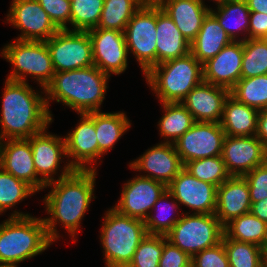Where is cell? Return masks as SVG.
I'll list each match as a JSON object with an SVG mask.
<instances>
[{
	"instance_id": "6da1fadb",
	"label": "cell",
	"mask_w": 267,
	"mask_h": 267,
	"mask_svg": "<svg viewBox=\"0 0 267 267\" xmlns=\"http://www.w3.org/2000/svg\"><path fill=\"white\" fill-rule=\"evenodd\" d=\"M97 170H74L66 177L45 185L51 188L44 196L45 212L49 214L43 221L47 235L52 242L60 238L58 224L66 230L75 243L81 231V221L89 211L94 196ZM57 225V226H56Z\"/></svg>"
},
{
	"instance_id": "7a4b0ae2",
	"label": "cell",
	"mask_w": 267,
	"mask_h": 267,
	"mask_svg": "<svg viewBox=\"0 0 267 267\" xmlns=\"http://www.w3.org/2000/svg\"><path fill=\"white\" fill-rule=\"evenodd\" d=\"M0 113V141L28 139L49 128L53 122L45 89L34 90L29 83L5 79Z\"/></svg>"
},
{
	"instance_id": "3957f363",
	"label": "cell",
	"mask_w": 267,
	"mask_h": 267,
	"mask_svg": "<svg viewBox=\"0 0 267 267\" xmlns=\"http://www.w3.org/2000/svg\"><path fill=\"white\" fill-rule=\"evenodd\" d=\"M110 76L96 66L55 72L45 87V98L51 117L50 101L62 103L77 114L101 111Z\"/></svg>"
},
{
	"instance_id": "277c9868",
	"label": "cell",
	"mask_w": 267,
	"mask_h": 267,
	"mask_svg": "<svg viewBox=\"0 0 267 267\" xmlns=\"http://www.w3.org/2000/svg\"><path fill=\"white\" fill-rule=\"evenodd\" d=\"M42 218L14 210L0 223V265L18 267L51 245Z\"/></svg>"
},
{
	"instance_id": "5b68a950",
	"label": "cell",
	"mask_w": 267,
	"mask_h": 267,
	"mask_svg": "<svg viewBox=\"0 0 267 267\" xmlns=\"http://www.w3.org/2000/svg\"><path fill=\"white\" fill-rule=\"evenodd\" d=\"M143 76L160 103H181L203 81V69L189 52L153 66Z\"/></svg>"
},
{
	"instance_id": "8992f818",
	"label": "cell",
	"mask_w": 267,
	"mask_h": 267,
	"mask_svg": "<svg viewBox=\"0 0 267 267\" xmlns=\"http://www.w3.org/2000/svg\"><path fill=\"white\" fill-rule=\"evenodd\" d=\"M101 225L99 238L105 267H127L147 234L145 222L110 208L104 213Z\"/></svg>"
},
{
	"instance_id": "52a82bcc",
	"label": "cell",
	"mask_w": 267,
	"mask_h": 267,
	"mask_svg": "<svg viewBox=\"0 0 267 267\" xmlns=\"http://www.w3.org/2000/svg\"><path fill=\"white\" fill-rule=\"evenodd\" d=\"M0 51L1 57L13 68L6 79L28 83L27 77H31L44 89L52 81L55 70L46 41L15 39Z\"/></svg>"
},
{
	"instance_id": "ba28073f",
	"label": "cell",
	"mask_w": 267,
	"mask_h": 267,
	"mask_svg": "<svg viewBox=\"0 0 267 267\" xmlns=\"http://www.w3.org/2000/svg\"><path fill=\"white\" fill-rule=\"evenodd\" d=\"M223 234V225L215 214L185 212L165 236L167 241L192 258L220 243Z\"/></svg>"
},
{
	"instance_id": "9c48e42d",
	"label": "cell",
	"mask_w": 267,
	"mask_h": 267,
	"mask_svg": "<svg viewBox=\"0 0 267 267\" xmlns=\"http://www.w3.org/2000/svg\"><path fill=\"white\" fill-rule=\"evenodd\" d=\"M128 53L146 74L156 65V1L141 6L124 30Z\"/></svg>"
},
{
	"instance_id": "30bf717a",
	"label": "cell",
	"mask_w": 267,
	"mask_h": 267,
	"mask_svg": "<svg viewBox=\"0 0 267 267\" xmlns=\"http://www.w3.org/2000/svg\"><path fill=\"white\" fill-rule=\"evenodd\" d=\"M46 44L55 72L93 66L92 42L88 32L60 29Z\"/></svg>"
},
{
	"instance_id": "8fae6325",
	"label": "cell",
	"mask_w": 267,
	"mask_h": 267,
	"mask_svg": "<svg viewBox=\"0 0 267 267\" xmlns=\"http://www.w3.org/2000/svg\"><path fill=\"white\" fill-rule=\"evenodd\" d=\"M47 130L48 128H45L27 139L31 145L36 174L45 185L66 177L74 171L67 160L64 135L61 137ZM65 158L66 163L63 161ZM62 162L64 167L61 168Z\"/></svg>"
},
{
	"instance_id": "7c38bea8",
	"label": "cell",
	"mask_w": 267,
	"mask_h": 267,
	"mask_svg": "<svg viewBox=\"0 0 267 267\" xmlns=\"http://www.w3.org/2000/svg\"><path fill=\"white\" fill-rule=\"evenodd\" d=\"M6 23L19 30L16 40L47 41L60 29L37 0H12Z\"/></svg>"
},
{
	"instance_id": "4fadbf2b",
	"label": "cell",
	"mask_w": 267,
	"mask_h": 267,
	"mask_svg": "<svg viewBox=\"0 0 267 267\" xmlns=\"http://www.w3.org/2000/svg\"><path fill=\"white\" fill-rule=\"evenodd\" d=\"M226 134L220 123L195 122L175 143V149L185 165L189 161L222 156Z\"/></svg>"
},
{
	"instance_id": "5bb4252c",
	"label": "cell",
	"mask_w": 267,
	"mask_h": 267,
	"mask_svg": "<svg viewBox=\"0 0 267 267\" xmlns=\"http://www.w3.org/2000/svg\"><path fill=\"white\" fill-rule=\"evenodd\" d=\"M166 189L160 181L136 175L123 184L120 198L112 208L122 215L145 221Z\"/></svg>"
},
{
	"instance_id": "9a60e30c",
	"label": "cell",
	"mask_w": 267,
	"mask_h": 267,
	"mask_svg": "<svg viewBox=\"0 0 267 267\" xmlns=\"http://www.w3.org/2000/svg\"><path fill=\"white\" fill-rule=\"evenodd\" d=\"M87 32L92 42L94 66L110 77L124 73L129 56L124 32L97 27Z\"/></svg>"
},
{
	"instance_id": "2e32d148",
	"label": "cell",
	"mask_w": 267,
	"mask_h": 267,
	"mask_svg": "<svg viewBox=\"0 0 267 267\" xmlns=\"http://www.w3.org/2000/svg\"><path fill=\"white\" fill-rule=\"evenodd\" d=\"M78 115L79 123L64 136L67 160L74 170H97L99 160L94 112Z\"/></svg>"
},
{
	"instance_id": "e0dca14e",
	"label": "cell",
	"mask_w": 267,
	"mask_h": 267,
	"mask_svg": "<svg viewBox=\"0 0 267 267\" xmlns=\"http://www.w3.org/2000/svg\"><path fill=\"white\" fill-rule=\"evenodd\" d=\"M167 190L179 205L192 209V211L186 213H215L217 187L211 183L198 180L185 168L167 185Z\"/></svg>"
},
{
	"instance_id": "ac0fdd59",
	"label": "cell",
	"mask_w": 267,
	"mask_h": 267,
	"mask_svg": "<svg viewBox=\"0 0 267 267\" xmlns=\"http://www.w3.org/2000/svg\"><path fill=\"white\" fill-rule=\"evenodd\" d=\"M129 168L143 172V177L160 181L166 186L184 168L180 156L172 143H157L148 148L140 157L129 162ZM146 173V174H144Z\"/></svg>"
},
{
	"instance_id": "d6986e66",
	"label": "cell",
	"mask_w": 267,
	"mask_h": 267,
	"mask_svg": "<svg viewBox=\"0 0 267 267\" xmlns=\"http://www.w3.org/2000/svg\"><path fill=\"white\" fill-rule=\"evenodd\" d=\"M222 158L231 176H244L267 162V147L256 136H227Z\"/></svg>"
},
{
	"instance_id": "ffe728a7",
	"label": "cell",
	"mask_w": 267,
	"mask_h": 267,
	"mask_svg": "<svg viewBox=\"0 0 267 267\" xmlns=\"http://www.w3.org/2000/svg\"><path fill=\"white\" fill-rule=\"evenodd\" d=\"M0 167L28 183L37 193L44 191L45 184L36 174L31 145L27 139L0 141Z\"/></svg>"
},
{
	"instance_id": "44dd1931",
	"label": "cell",
	"mask_w": 267,
	"mask_h": 267,
	"mask_svg": "<svg viewBox=\"0 0 267 267\" xmlns=\"http://www.w3.org/2000/svg\"><path fill=\"white\" fill-rule=\"evenodd\" d=\"M243 41H232L202 64L203 81L229 91L241 78Z\"/></svg>"
},
{
	"instance_id": "7402d4cb",
	"label": "cell",
	"mask_w": 267,
	"mask_h": 267,
	"mask_svg": "<svg viewBox=\"0 0 267 267\" xmlns=\"http://www.w3.org/2000/svg\"><path fill=\"white\" fill-rule=\"evenodd\" d=\"M230 91L202 81L181 102L197 122L220 123L223 107Z\"/></svg>"
},
{
	"instance_id": "603a6c76",
	"label": "cell",
	"mask_w": 267,
	"mask_h": 267,
	"mask_svg": "<svg viewBox=\"0 0 267 267\" xmlns=\"http://www.w3.org/2000/svg\"><path fill=\"white\" fill-rule=\"evenodd\" d=\"M251 201L244 176H230L217 187L215 215L224 226L230 220L249 213Z\"/></svg>"
},
{
	"instance_id": "cb8c5ba5",
	"label": "cell",
	"mask_w": 267,
	"mask_h": 267,
	"mask_svg": "<svg viewBox=\"0 0 267 267\" xmlns=\"http://www.w3.org/2000/svg\"><path fill=\"white\" fill-rule=\"evenodd\" d=\"M173 20L183 37L191 43L201 29L211 7L201 0H155Z\"/></svg>"
},
{
	"instance_id": "d4e9b609",
	"label": "cell",
	"mask_w": 267,
	"mask_h": 267,
	"mask_svg": "<svg viewBox=\"0 0 267 267\" xmlns=\"http://www.w3.org/2000/svg\"><path fill=\"white\" fill-rule=\"evenodd\" d=\"M190 52V43L183 37L169 15L156 3V65Z\"/></svg>"
},
{
	"instance_id": "484cf974",
	"label": "cell",
	"mask_w": 267,
	"mask_h": 267,
	"mask_svg": "<svg viewBox=\"0 0 267 267\" xmlns=\"http://www.w3.org/2000/svg\"><path fill=\"white\" fill-rule=\"evenodd\" d=\"M232 42L217 18L209 12L201 29L190 43V53L201 63L215 57L225 46Z\"/></svg>"
},
{
	"instance_id": "4316f807",
	"label": "cell",
	"mask_w": 267,
	"mask_h": 267,
	"mask_svg": "<svg viewBox=\"0 0 267 267\" xmlns=\"http://www.w3.org/2000/svg\"><path fill=\"white\" fill-rule=\"evenodd\" d=\"M259 111L229 95L224 103L220 125L227 136H255Z\"/></svg>"
},
{
	"instance_id": "83f0119b",
	"label": "cell",
	"mask_w": 267,
	"mask_h": 267,
	"mask_svg": "<svg viewBox=\"0 0 267 267\" xmlns=\"http://www.w3.org/2000/svg\"><path fill=\"white\" fill-rule=\"evenodd\" d=\"M126 112H94V126L98 141V159L113 149L116 142L131 128Z\"/></svg>"
},
{
	"instance_id": "f1b7e54d",
	"label": "cell",
	"mask_w": 267,
	"mask_h": 267,
	"mask_svg": "<svg viewBox=\"0 0 267 267\" xmlns=\"http://www.w3.org/2000/svg\"><path fill=\"white\" fill-rule=\"evenodd\" d=\"M216 6L215 9L211 8L210 12L217 18L231 40L246 41L250 15L247 3L226 1Z\"/></svg>"
},
{
	"instance_id": "f546056e",
	"label": "cell",
	"mask_w": 267,
	"mask_h": 267,
	"mask_svg": "<svg viewBox=\"0 0 267 267\" xmlns=\"http://www.w3.org/2000/svg\"><path fill=\"white\" fill-rule=\"evenodd\" d=\"M163 115L158 121L159 135L163 143L174 144L194 124L193 115L182 103H160Z\"/></svg>"
},
{
	"instance_id": "4dcf8cb0",
	"label": "cell",
	"mask_w": 267,
	"mask_h": 267,
	"mask_svg": "<svg viewBox=\"0 0 267 267\" xmlns=\"http://www.w3.org/2000/svg\"><path fill=\"white\" fill-rule=\"evenodd\" d=\"M223 229L229 239L254 243L263 249L267 247V223L251 212L230 220Z\"/></svg>"
},
{
	"instance_id": "1f68e13d",
	"label": "cell",
	"mask_w": 267,
	"mask_h": 267,
	"mask_svg": "<svg viewBox=\"0 0 267 267\" xmlns=\"http://www.w3.org/2000/svg\"><path fill=\"white\" fill-rule=\"evenodd\" d=\"M180 210L179 203L166 189L156 201L144 221L147 234L166 235L184 213L178 212ZM153 211H159L160 213L156 212L157 214H154ZM172 212L177 214L172 215Z\"/></svg>"
},
{
	"instance_id": "d6a6232c",
	"label": "cell",
	"mask_w": 267,
	"mask_h": 267,
	"mask_svg": "<svg viewBox=\"0 0 267 267\" xmlns=\"http://www.w3.org/2000/svg\"><path fill=\"white\" fill-rule=\"evenodd\" d=\"M230 95L258 111L267 108V74L240 78L230 90Z\"/></svg>"
},
{
	"instance_id": "836d02e7",
	"label": "cell",
	"mask_w": 267,
	"mask_h": 267,
	"mask_svg": "<svg viewBox=\"0 0 267 267\" xmlns=\"http://www.w3.org/2000/svg\"><path fill=\"white\" fill-rule=\"evenodd\" d=\"M140 7L136 0H104L97 28L124 32L129 20Z\"/></svg>"
},
{
	"instance_id": "e575fe53",
	"label": "cell",
	"mask_w": 267,
	"mask_h": 267,
	"mask_svg": "<svg viewBox=\"0 0 267 267\" xmlns=\"http://www.w3.org/2000/svg\"><path fill=\"white\" fill-rule=\"evenodd\" d=\"M36 192L28 183L0 167V215L5 214L8 209L18 208L16 205Z\"/></svg>"
},
{
	"instance_id": "d590c367",
	"label": "cell",
	"mask_w": 267,
	"mask_h": 267,
	"mask_svg": "<svg viewBox=\"0 0 267 267\" xmlns=\"http://www.w3.org/2000/svg\"><path fill=\"white\" fill-rule=\"evenodd\" d=\"M227 252L230 267H263V248L248 242L227 238L221 240Z\"/></svg>"
},
{
	"instance_id": "8d00e7d4",
	"label": "cell",
	"mask_w": 267,
	"mask_h": 267,
	"mask_svg": "<svg viewBox=\"0 0 267 267\" xmlns=\"http://www.w3.org/2000/svg\"><path fill=\"white\" fill-rule=\"evenodd\" d=\"M103 6L104 0H71L70 27L67 30L87 32L96 28Z\"/></svg>"
},
{
	"instance_id": "74e56055",
	"label": "cell",
	"mask_w": 267,
	"mask_h": 267,
	"mask_svg": "<svg viewBox=\"0 0 267 267\" xmlns=\"http://www.w3.org/2000/svg\"><path fill=\"white\" fill-rule=\"evenodd\" d=\"M267 74V41L247 39L243 41L241 78Z\"/></svg>"
},
{
	"instance_id": "f35d334b",
	"label": "cell",
	"mask_w": 267,
	"mask_h": 267,
	"mask_svg": "<svg viewBox=\"0 0 267 267\" xmlns=\"http://www.w3.org/2000/svg\"><path fill=\"white\" fill-rule=\"evenodd\" d=\"M184 168L200 181L220 186L231 175L228 173L222 156L189 161Z\"/></svg>"
},
{
	"instance_id": "ab89813d",
	"label": "cell",
	"mask_w": 267,
	"mask_h": 267,
	"mask_svg": "<svg viewBox=\"0 0 267 267\" xmlns=\"http://www.w3.org/2000/svg\"><path fill=\"white\" fill-rule=\"evenodd\" d=\"M163 251V235L146 234L127 267H159Z\"/></svg>"
},
{
	"instance_id": "60d3db41",
	"label": "cell",
	"mask_w": 267,
	"mask_h": 267,
	"mask_svg": "<svg viewBox=\"0 0 267 267\" xmlns=\"http://www.w3.org/2000/svg\"><path fill=\"white\" fill-rule=\"evenodd\" d=\"M191 267H230L223 242L195 254L191 260Z\"/></svg>"
},
{
	"instance_id": "b9f144b4",
	"label": "cell",
	"mask_w": 267,
	"mask_h": 267,
	"mask_svg": "<svg viewBox=\"0 0 267 267\" xmlns=\"http://www.w3.org/2000/svg\"><path fill=\"white\" fill-rule=\"evenodd\" d=\"M59 29H67L71 19V0H37Z\"/></svg>"
},
{
	"instance_id": "7bdbcfd3",
	"label": "cell",
	"mask_w": 267,
	"mask_h": 267,
	"mask_svg": "<svg viewBox=\"0 0 267 267\" xmlns=\"http://www.w3.org/2000/svg\"><path fill=\"white\" fill-rule=\"evenodd\" d=\"M248 182L251 204L267 197V162L244 175Z\"/></svg>"
},
{
	"instance_id": "ee69618b",
	"label": "cell",
	"mask_w": 267,
	"mask_h": 267,
	"mask_svg": "<svg viewBox=\"0 0 267 267\" xmlns=\"http://www.w3.org/2000/svg\"><path fill=\"white\" fill-rule=\"evenodd\" d=\"M192 258L180 248L172 245L163 235V251L159 267H191Z\"/></svg>"
},
{
	"instance_id": "f6af8a7d",
	"label": "cell",
	"mask_w": 267,
	"mask_h": 267,
	"mask_svg": "<svg viewBox=\"0 0 267 267\" xmlns=\"http://www.w3.org/2000/svg\"><path fill=\"white\" fill-rule=\"evenodd\" d=\"M267 37V14L250 12L248 39H265Z\"/></svg>"
},
{
	"instance_id": "bcb514c9",
	"label": "cell",
	"mask_w": 267,
	"mask_h": 267,
	"mask_svg": "<svg viewBox=\"0 0 267 267\" xmlns=\"http://www.w3.org/2000/svg\"><path fill=\"white\" fill-rule=\"evenodd\" d=\"M255 136L267 147V108L259 111Z\"/></svg>"
},
{
	"instance_id": "7dc6e473",
	"label": "cell",
	"mask_w": 267,
	"mask_h": 267,
	"mask_svg": "<svg viewBox=\"0 0 267 267\" xmlns=\"http://www.w3.org/2000/svg\"><path fill=\"white\" fill-rule=\"evenodd\" d=\"M250 212L267 223V197L251 204Z\"/></svg>"
},
{
	"instance_id": "c3c4849f",
	"label": "cell",
	"mask_w": 267,
	"mask_h": 267,
	"mask_svg": "<svg viewBox=\"0 0 267 267\" xmlns=\"http://www.w3.org/2000/svg\"><path fill=\"white\" fill-rule=\"evenodd\" d=\"M250 12H262L267 14V0H247Z\"/></svg>"
},
{
	"instance_id": "681fc988",
	"label": "cell",
	"mask_w": 267,
	"mask_h": 267,
	"mask_svg": "<svg viewBox=\"0 0 267 267\" xmlns=\"http://www.w3.org/2000/svg\"><path fill=\"white\" fill-rule=\"evenodd\" d=\"M263 267H267V247L263 250Z\"/></svg>"
},
{
	"instance_id": "f907efd6",
	"label": "cell",
	"mask_w": 267,
	"mask_h": 267,
	"mask_svg": "<svg viewBox=\"0 0 267 267\" xmlns=\"http://www.w3.org/2000/svg\"><path fill=\"white\" fill-rule=\"evenodd\" d=\"M141 6L150 4L153 0H136Z\"/></svg>"
},
{
	"instance_id": "816d5d0a",
	"label": "cell",
	"mask_w": 267,
	"mask_h": 267,
	"mask_svg": "<svg viewBox=\"0 0 267 267\" xmlns=\"http://www.w3.org/2000/svg\"><path fill=\"white\" fill-rule=\"evenodd\" d=\"M204 4L205 3V0H201ZM210 1H213L215 3V5H218V4H221V3H224L226 2V0H210Z\"/></svg>"
},
{
	"instance_id": "f5cc1de1",
	"label": "cell",
	"mask_w": 267,
	"mask_h": 267,
	"mask_svg": "<svg viewBox=\"0 0 267 267\" xmlns=\"http://www.w3.org/2000/svg\"><path fill=\"white\" fill-rule=\"evenodd\" d=\"M229 2H247V0H226Z\"/></svg>"
},
{
	"instance_id": "db71d44e",
	"label": "cell",
	"mask_w": 267,
	"mask_h": 267,
	"mask_svg": "<svg viewBox=\"0 0 267 267\" xmlns=\"http://www.w3.org/2000/svg\"><path fill=\"white\" fill-rule=\"evenodd\" d=\"M0 267H14V266H9V265H0Z\"/></svg>"
}]
</instances>
